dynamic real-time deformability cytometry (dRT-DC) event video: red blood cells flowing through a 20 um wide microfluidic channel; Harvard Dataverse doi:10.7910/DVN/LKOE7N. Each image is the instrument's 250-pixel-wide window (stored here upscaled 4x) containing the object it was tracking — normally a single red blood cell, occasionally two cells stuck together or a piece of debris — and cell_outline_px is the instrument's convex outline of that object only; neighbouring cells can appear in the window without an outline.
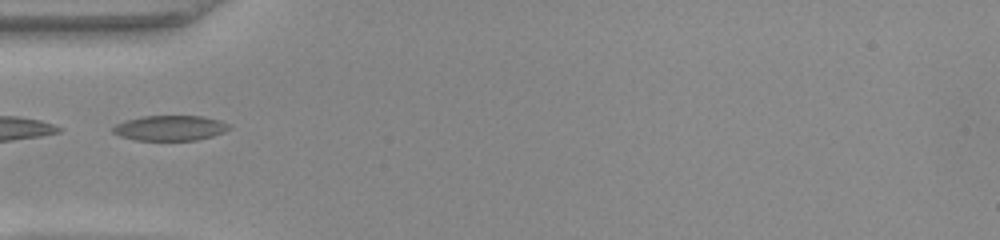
{"species": "common noctule bat (a hibernating species)", "species_latin": "Nyctalus noctula", "temperature_condition": "warm", "stored_images_in_passage": 34, "camera_frame_rate_fps": 3000, "um_per_image_px": 0.085, "animal": {"sex": "female", "body_mass_g": 22.0, "forearm_length_mm": 56.7}, "frame": {"image": 1, "passage_image": 1, "time_ms": 0.0, "image_size_px": [1000, 240], "cell_outline_px": [[232, 128], [224, 132], [212, 136], [196, 140], [136, 140], [120, 136], [112, 132], [112, 128], [116, 124], [124, 120], [144, 116], [204, 116], [220, 120], [228, 124]], "centroid_in_image_um": [14.46, 10.88], "position_along_channel_um": 70.5, "area_um2": 17.11}}
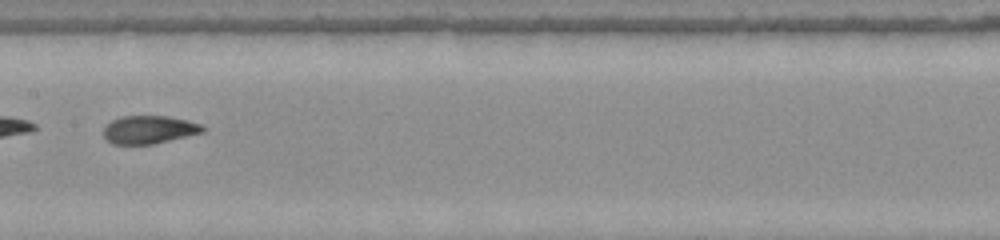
{"frame": {"image": 2, "passage_image": 10, "time_ms": 3.0, "image_size_px": [1000, 240], "cell_outline_px": [[204, 132], [152, 144], [112, 144], [104, 136], [104, 128], [112, 120], [120, 116], [168, 116], [188, 120], [200, 124], [204, 128]], "centroid_in_image_um": [12.67, 11.01], "position_along_channel_um": 194.7, "area_um2": 16.07}}
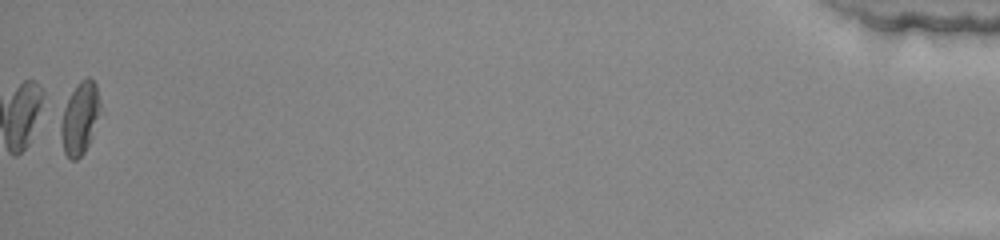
{"frame": {"image": 3, "passage_image": 34, "time_ms": 11.0, "image_size_px": [1000, 240], "cell_outline_px": [[100, 104], [92, 136], [84, 152], [76, 160], [72, 160], [64, 152], [60, 132], [60, 124], [64, 108], [72, 92], [80, 80], [88, 76], [96, 84], [100, 100]], "centroid_in_image_um": [6.77, 10.04], "position_along_channel_um": 428.4, "area_um2": 16.13}, "authors_computed_cell_mechanics": {"area_um2": 16.5597, "velocity_mm_per_s": 4.1381, "shape_relaxation_time_tau1_ms": 6.255, "shape_relaxation_time_tau2_ms": 1.1662, "deformation_change_tau1": 0.157, "deformation_change_tau2": 0.0767}}